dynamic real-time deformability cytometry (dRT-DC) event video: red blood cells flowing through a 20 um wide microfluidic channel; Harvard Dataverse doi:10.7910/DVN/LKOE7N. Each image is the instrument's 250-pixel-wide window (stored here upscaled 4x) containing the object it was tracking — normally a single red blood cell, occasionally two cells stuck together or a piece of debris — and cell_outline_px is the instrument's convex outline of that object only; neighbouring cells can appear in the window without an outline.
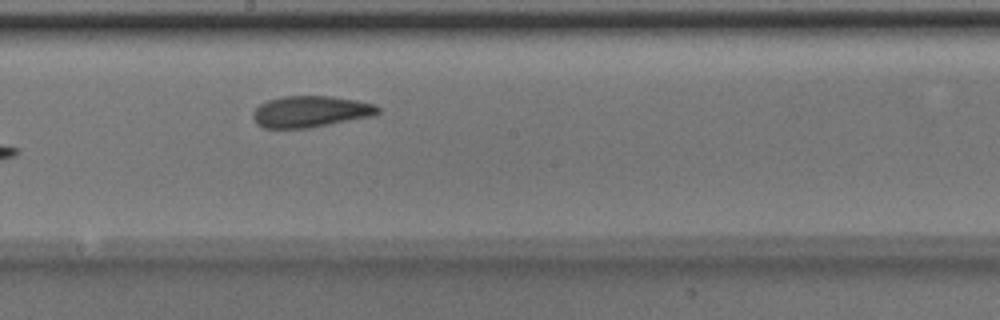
{"species": "Egyptian fruit bat (a non-hibernating species)", "species_latin": "Rousettus aegyptiacus", "temperature_condition": "room temperature", "stored_images_in_passage": 8, "camera_frame_rate_fps": 3000, "um_per_image_px": 0.085, "animal": {"sex": "male"}, "frame": {"image": 1, "passage_image": 8, "time_ms": 2.333, "image_size_px": [1000, 320], "cell_outline_px": [[380, 112], [376, 116], [308, 128], [264, 128], [256, 124], [252, 116], [252, 112], [260, 104], [268, 100], [284, 96], [332, 96], [356, 100], [376, 104], [380, 108]], "centroid_in_image_um": [26.43, 9.49], "position_along_channel_um": 221.8, "area_um2": 23.12}}